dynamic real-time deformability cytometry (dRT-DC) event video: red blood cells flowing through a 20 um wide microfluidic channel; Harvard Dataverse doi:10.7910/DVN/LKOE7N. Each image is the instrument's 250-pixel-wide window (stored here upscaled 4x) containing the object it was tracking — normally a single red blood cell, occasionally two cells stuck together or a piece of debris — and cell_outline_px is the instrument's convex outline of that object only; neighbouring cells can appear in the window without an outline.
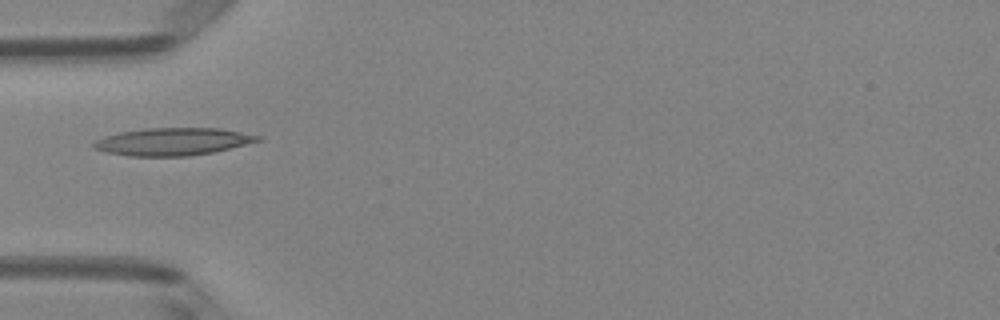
{"species": "Egyptian fruit bat (a non-hibernating species)", "species_latin": "Rousettus aegyptiacus", "temperature_condition": "room temperature", "stored_images_in_passage": 2, "camera_frame_rate_fps": 3000, "um_per_image_px": 0.085, "animal": {"sex": "female"}, "frame": {"image": 1, "passage_image": 1, "time_ms": 0.0, "image_size_px": [1000, 320], "cell_outline_px": [[264, 140], [212, 152], [188, 156], [128, 156], [108, 152], [92, 148], [92, 144], [96, 140], [104, 136], [120, 132], [148, 128], [220, 128], [260, 136]], "centroid_in_image_um": [14.68, 12.03], "position_along_channel_um": 70.3, "area_um2": 26.18}}
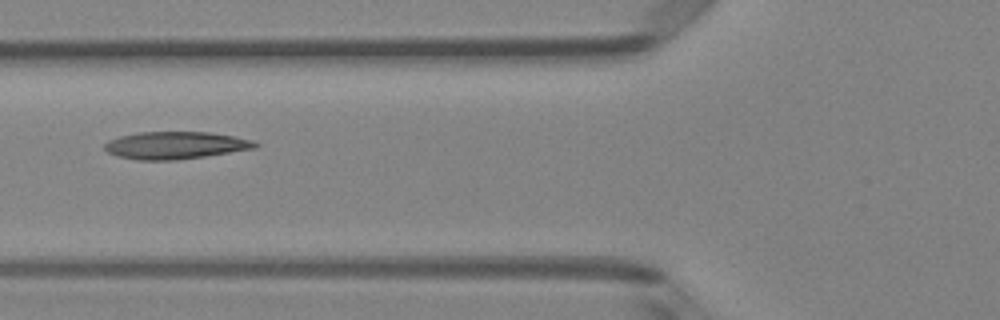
{"frame": {"image": 2, "passage_image": 2, "time_ms": 0.333, "image_size_px": [1000, 320], "cell_outline_px": [[260, 144], [256, 148], [204, 156], [176, 160], [136, 160], [116, 156], [108, 152], [104, 148], [104, 144], [108, 140], [120, 136], [136, 132], [208, 132], [236, 136], [256, 140]], "centroid_in_image_um": [14.92, 12.34], "position_along_channel_um": 110.9, "area_um2": 24.22}}